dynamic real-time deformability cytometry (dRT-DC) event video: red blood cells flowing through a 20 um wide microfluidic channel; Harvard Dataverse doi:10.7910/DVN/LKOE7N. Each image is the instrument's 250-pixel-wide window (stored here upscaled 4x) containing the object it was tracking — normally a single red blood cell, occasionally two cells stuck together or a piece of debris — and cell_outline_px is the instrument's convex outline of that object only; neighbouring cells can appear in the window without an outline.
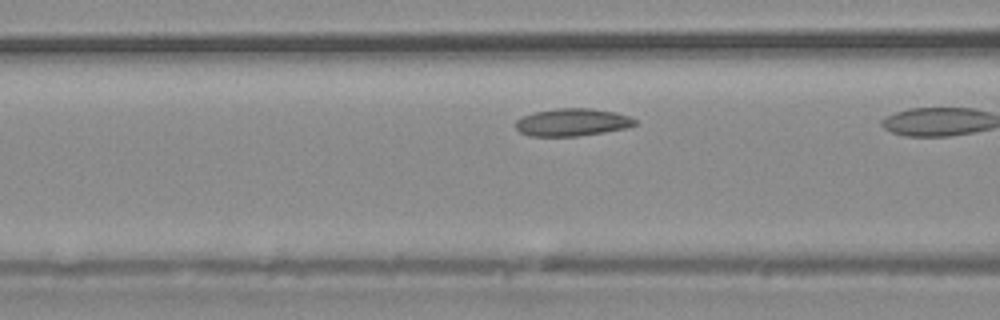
{"species": "common noctule bat (a hibernating species)", "species_latin": "Nyctalus noctula", "temperature_condition": "warm", "stored_images_in_passage": 6, "camera_frame_rate_fps": 3000, "um_per_image_px": 0.085, "animal": {"sex": "male", "body_mass_g": 20.4}, "frame": {"image": 1, "passage_image": 5, "time_ms": 1.333, "image_size_px": [1000, 320], "cell_outline_px": [[636, 124], [628, 128], [580, 136], [532, 136], [520, 132], [516, 128], [516, 120], [524, 116], [536, 112], [556, 108], [592, 108], [616, 112], [628, 116], [636, 120]], "centroid_in_image_um": [48.67, 10.39], "position_along_channel_um": 117.9, "area_um2": 19.13}}